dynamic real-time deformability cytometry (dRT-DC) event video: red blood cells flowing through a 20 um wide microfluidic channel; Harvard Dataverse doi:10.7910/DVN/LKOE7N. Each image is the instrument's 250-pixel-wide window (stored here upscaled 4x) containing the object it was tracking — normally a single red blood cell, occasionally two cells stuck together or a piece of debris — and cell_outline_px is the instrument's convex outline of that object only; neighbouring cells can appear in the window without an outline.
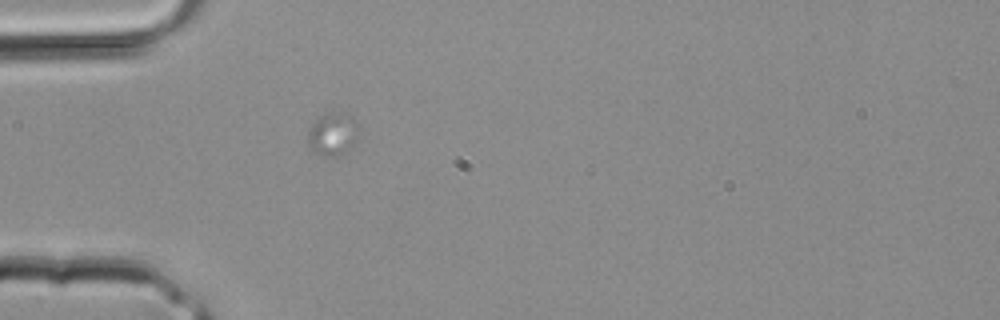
{"species": "common noctule bat (a hibernating species)", "species_latin": "Nyctalus noctula", "temperature_condition": "room temperature", "stored_images_in_passage": 1, "camera_frame_rate_fps": 3000, "um_per_image_px": 0.085, "animal": {"sex": "male", "body_mass_g": 20.4}, "frame": {"image": 1, "passage_image": 1, "time_ms": 0.0, "image_size_px": [1000, 320], "cell_outline_px": [[360, 132], [356, 140], [344, 152], [336, 156], [320, 156], [312, 152], [308, 148], [308, 132], [316, 116], [324, 112], [340, 112], [352, 116], [356, 120], [360, 128]], "centroid_in_image_um": [28.26, 11.36], "position_along_channel_um": 56.7, "area_um2": 13.18}}